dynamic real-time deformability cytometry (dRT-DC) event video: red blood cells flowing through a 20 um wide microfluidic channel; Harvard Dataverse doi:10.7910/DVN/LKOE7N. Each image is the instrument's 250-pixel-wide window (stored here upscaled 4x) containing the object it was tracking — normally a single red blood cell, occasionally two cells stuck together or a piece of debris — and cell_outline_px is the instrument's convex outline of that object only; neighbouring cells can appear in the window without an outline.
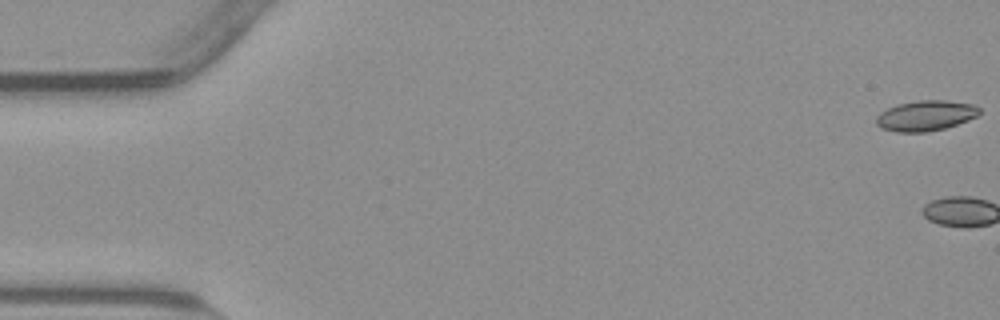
{"species": "common noctule bat (a hibernating species)", "species_latin": "Nyctalus noctula", "temperature_condition": "warm", "stored_images_in_passage": 2, "camera_frame_rate_fps": 3000, "um_per_image_px": 0.085, "animal": {"sex": "male", "body_mass_g": 23.1, "forearm_length_mm": 52.7}, "frame": {"image": 1, "passage_image": 1, "time_ms": 0.0, "image_size_px": [1000, 320], "cell_outline_px": [[980, 112], [976, 116], [968, 120], [944, 128], [924, 132], [896, 132], [880, 128], [876, 124], [876, 116], [880, 112], [896, 104], [916, 100], [944, 100], [976, 104], [980, 108]], "centroid_in_image_um": [78.66, 9.82], "position_along_channel_um": 6.3, "area_um2": 18.38}}